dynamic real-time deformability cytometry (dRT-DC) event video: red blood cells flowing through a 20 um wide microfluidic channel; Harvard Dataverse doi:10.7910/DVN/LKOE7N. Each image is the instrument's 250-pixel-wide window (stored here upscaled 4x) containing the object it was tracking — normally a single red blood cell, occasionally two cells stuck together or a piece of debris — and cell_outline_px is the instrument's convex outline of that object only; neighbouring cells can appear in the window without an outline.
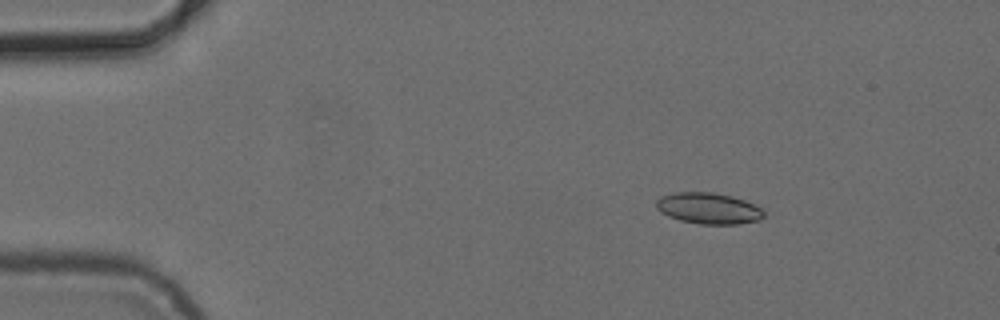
{"species": "common noctule bat (a hibernating species)", "species_latin": "Nyctalus noctula", "temperature_condition": "cold", "stored_images_in_passage": 4, "camera_frame_rate_fps": 3000, "um_per_image_px": 0.085, "animal": {"sex": "female", "body_mass_g": 24.6, "forearm_length_mm": 56.2}, "frame": {"image": 1, "passage_image": 2, "time_ms": 1.0, "image_size_px": [1000, 320], "cell_outline_px": [[764, 216], [760, 220], [740, 224], [700, 224], [680, 220], [668, 216], [660, 212], [656, 208], [656, 200], [660, 196], [676, 192], [712, 192], [732, 196], [756, 204], [764, 208]], "centroid_in_image_um": [60.25, 17.71], "position_along_channel_um": 24.8, "area_um2": 19.83}}